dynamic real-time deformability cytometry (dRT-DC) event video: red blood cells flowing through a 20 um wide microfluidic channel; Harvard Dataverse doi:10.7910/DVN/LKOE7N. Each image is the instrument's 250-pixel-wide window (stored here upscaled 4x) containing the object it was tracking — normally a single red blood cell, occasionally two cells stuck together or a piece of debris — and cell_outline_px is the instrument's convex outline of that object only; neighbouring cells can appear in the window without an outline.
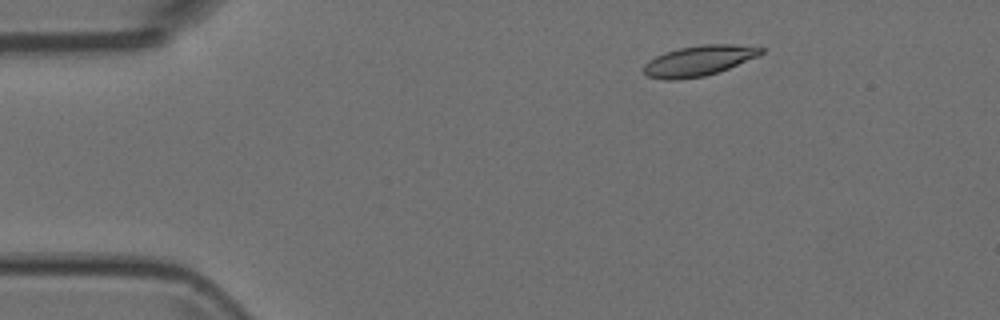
{"species": "Egyptian fruit bat (a non-hibernating species)", "species_latin": "Rousettus aegyptiacus", "temperature_condition": "room temperature", "stored_images_in_passage": 4, "camera_frame_rate_fps": 3000, "um_per_image_px": 0.085, "animal": {"sex": "female"}, "frame": {"image": 1, "passage_image": 2, "time_ms": 0.333, "image_size_px": [1000, 320], "cell_outline_px": [[764, 52], [756, 56], [728, 68], [704, 76], [676, 80], [664, 80], [648, 76], [644, 72], [644, 64], [648, 60], [664, 52], [676, 48], [704, 44], [732, 44], [764, 48]], "centroid_in_image_um": [59.34, 5.15], "position_along_channel_um": 25.7, "area_um2": 20.58}}